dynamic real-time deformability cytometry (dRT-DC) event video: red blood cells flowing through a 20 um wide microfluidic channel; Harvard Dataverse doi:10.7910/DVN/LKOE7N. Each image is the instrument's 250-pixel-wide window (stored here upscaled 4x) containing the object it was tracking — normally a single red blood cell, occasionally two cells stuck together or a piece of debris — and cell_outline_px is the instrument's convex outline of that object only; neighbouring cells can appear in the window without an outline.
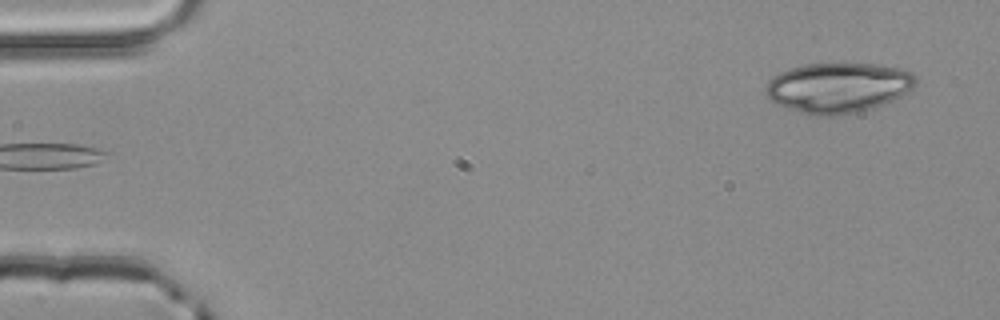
{"species": "common noctule bat (a hibernating species)", "species_latin": "Nyctalus noctula", "temperature_condition": "room temperature", "stored_images_in_passage": 4, "segment_of_instrument_passage": [2, 2], "camera_frame_rate_fps": 3000, "um_per_image_px": 0.085, "animal": {"sex": "male", "body_mass_g": 20.4}, "frame": {"image": 1, "passage_image": 4, "time_ms": 1.0, "image_size_px": [1000, 320], "cell_outline_px": [[916, 84], [908, 92], [876, 108], [860, 112], [836, 116], [812, 116], [776, 104], [764, 92], [764, 88], [768, 80], [780, 72], [804, 64], [844, 60], [876, 64], [900, 68], [912, 72], [916, 76]], "centroid_in_image_um": [71.26, 7.42], "position_along_channel_um": 13.7, "area_um2": 45.2}}